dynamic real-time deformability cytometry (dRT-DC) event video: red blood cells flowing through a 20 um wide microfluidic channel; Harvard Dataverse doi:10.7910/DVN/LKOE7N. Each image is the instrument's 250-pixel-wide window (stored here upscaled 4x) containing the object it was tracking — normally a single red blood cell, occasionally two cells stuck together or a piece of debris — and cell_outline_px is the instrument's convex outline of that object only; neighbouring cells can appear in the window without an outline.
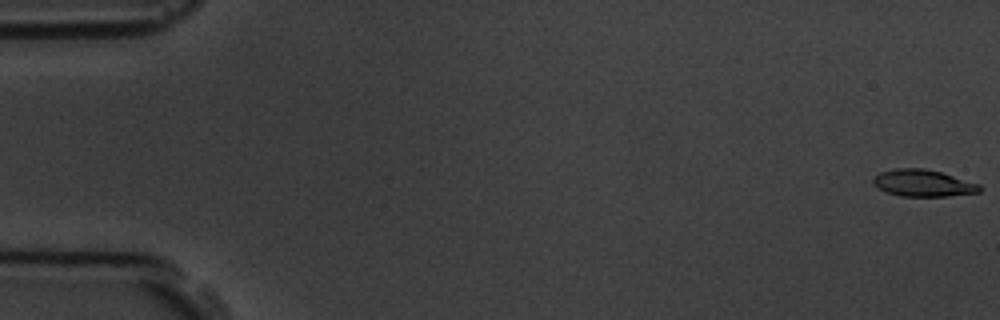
{"species": "common noctule bat (a hibernating species)", "species_latin": "Nyctalus noctula", "temperature_condition": "room temperature", "stored_images_in_passage": 5, "camera_frame_rate_fps": 3000, "um_per_image_px": 0.085, "animal": {"sex": "male", "body_mass_g": 19.5, "forearm_length_mm": 54.6}, "frame": {"image": 1, "passage_image": 1, "time_ms": 0.0, "image_size_px": [1000, 320], "cell_outline_px": [[984, 188], [980, 192], [948, 196], [900, 196], [888, 192], [872, 184], [872, 180], [880, 172], [896, 168], [924, 168], [940, 172], [980, 184]], "centroid_in_image_um": [78.49, 15.56], "position_along_channel_um": 6.5, "area_um2": 16.59}}
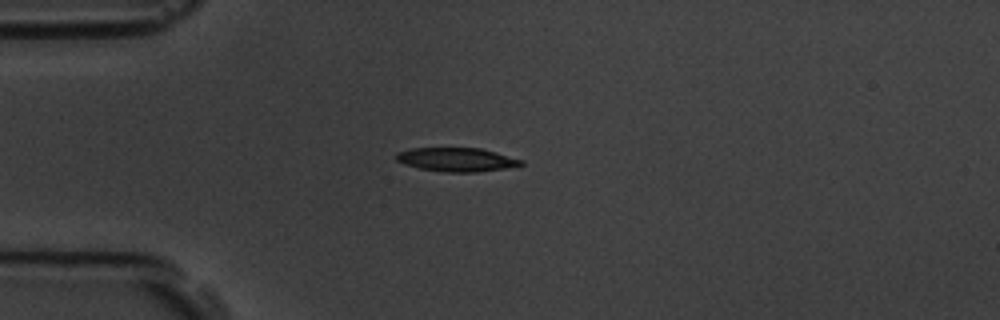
{"frame": {"image": 2, "passage_image": 5, "time_ms": 4.667, "image_size_px": [1000, 320], "cell_outline_px": [[524, 164], [504, 168], [476, 172], [448, 172], [420, 168], [404, 164], [396, 160], [396, 152], [412, 148], [480, 148], [496, 152], [524, 160]], "centroid_in_image_um": [38.81, 13.55], "position_along_channel_um": 46.2, "area_um2": 17.17}}